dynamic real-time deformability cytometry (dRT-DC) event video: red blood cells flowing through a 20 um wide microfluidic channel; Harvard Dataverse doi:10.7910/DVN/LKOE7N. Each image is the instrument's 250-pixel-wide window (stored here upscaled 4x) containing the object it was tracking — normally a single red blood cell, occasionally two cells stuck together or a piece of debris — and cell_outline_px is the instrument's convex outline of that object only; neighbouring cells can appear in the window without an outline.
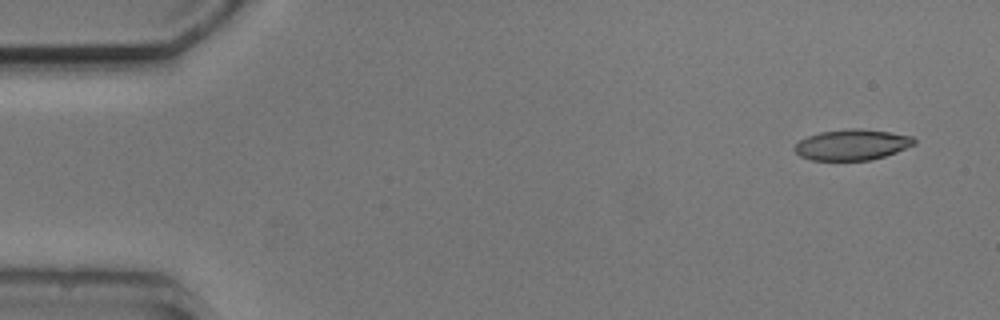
{"species": "common noctule bat (a hibernating species)", "species_latin": "Nyctalus noctula", "temperature_condition": "cold", "stored_images_in_passage": 6, "camera_frame_rate_fps": 3000, "um_per_image_px": 0.085, "animal": {"sex": "male", "body_mass_g": 20.5, "forearm_length_mm": 52.5}, "frame": {"image": 1, "passage_image": 1, "time_ms": 0.0, "image_size_px": [1000, 320], "cell_outline_px": [[916, 144], [896, 152], [872, 160], [812, 160], [800, 156], [792, 148], [800, 140], [808, 136], [820, 132], [852, 128], [856, 128], [888, 132], [912, 136], [916, 140]], "centroid_in_image_um": [72.42, 12.3], "position_along_channel_um": 12.6, "area_um2": 21.33}}
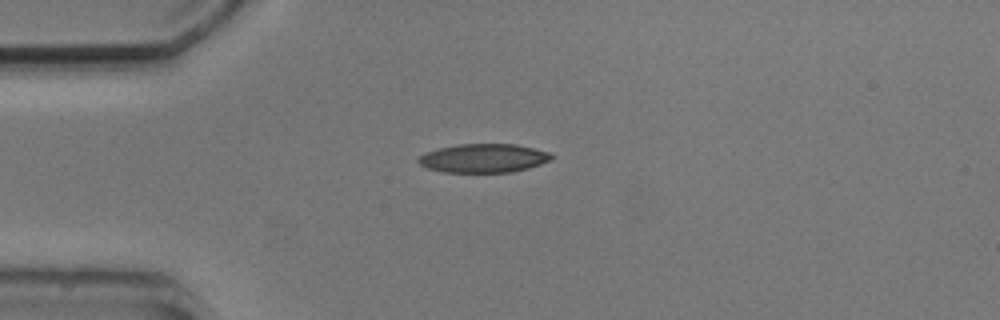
{"frame": {"image": 2, "passage_image": 4, "time_ms": 3.333, "image_size_px": [1000, 320], "cell_outline_px": [[556, 156], [540, 164], [528, 168], [512, 172], [444, 172], [428, 168], [420, 164], [416, 160], [420, 156], [428, 152], [440, 148], [456, 144], [516, 144], [548, 152]], "centroid_in_image_um": [41.11, 13.44], "position_along_channel_um": 43.9, "area_um2": 22.08}}
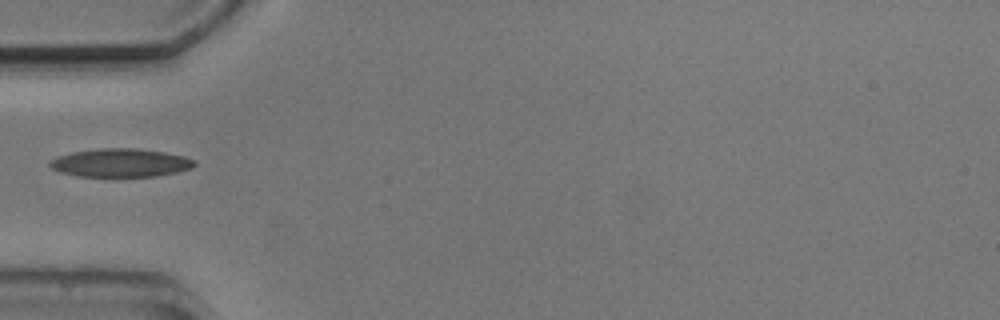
{"frame": {"image": 3, "passage_image": 5, "time_ms": 4.667, "image_size_px": [1000, 320], "cell_outline_px": [[196, 164], [192, 168], [176, 172], [156, 176], [76, 176], [60, 172], [52, 168], [48, 164], [48, 160], [72, 152], [100, 148], [136, 148], [164, 152], [184, 156], [196, 160]], "centroid_in_image_um": [10.25, 13.83], "position_along_channel_um": 74.8, "area_um2": 23.87}}